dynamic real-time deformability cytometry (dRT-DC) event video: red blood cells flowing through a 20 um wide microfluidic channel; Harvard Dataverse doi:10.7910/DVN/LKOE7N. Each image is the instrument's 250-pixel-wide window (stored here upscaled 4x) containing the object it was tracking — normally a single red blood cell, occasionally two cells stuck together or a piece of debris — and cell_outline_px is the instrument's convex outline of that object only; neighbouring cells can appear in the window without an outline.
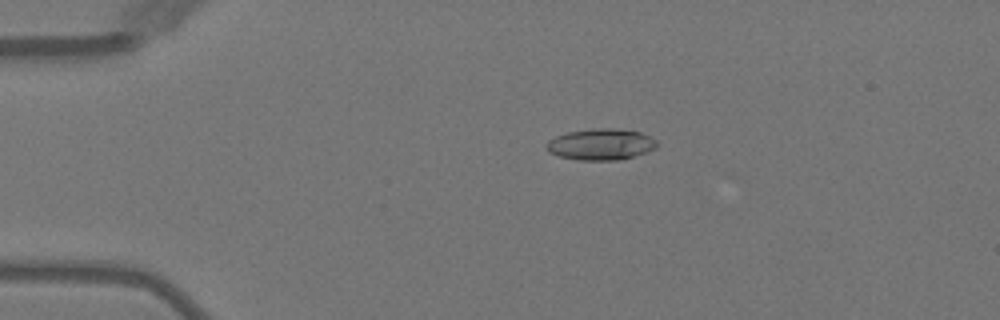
{"species": "Egyptian fruit bat (a non-hibernating species)", "species_latin": "Rousettus aegyptiacus", "temperature_condition": "warm", "stored_images_in_passage": 3, "camera_frame_rate_fps": 3000, "um_per_image_px": 0.085, "animal": {"sex": "female"}, "frame": {"image": 1, "passage_image": 2, "time_ms": 2.333, "image_size_px": [1000, 320], "cell_outline_px": [[656, 148], [648, 152], [620, 160], [580, 160], [556, 156], [548, 152], [544, 148], [544, 144], [548, 140], [556, 136], [568, 132], [592, 128], [612, 128], [640, 132], [656, 140]], "centroid_in_image_um": [51.02, 12.28], "position_along_channel_um": 34.0, "area_um2": 20.35}}